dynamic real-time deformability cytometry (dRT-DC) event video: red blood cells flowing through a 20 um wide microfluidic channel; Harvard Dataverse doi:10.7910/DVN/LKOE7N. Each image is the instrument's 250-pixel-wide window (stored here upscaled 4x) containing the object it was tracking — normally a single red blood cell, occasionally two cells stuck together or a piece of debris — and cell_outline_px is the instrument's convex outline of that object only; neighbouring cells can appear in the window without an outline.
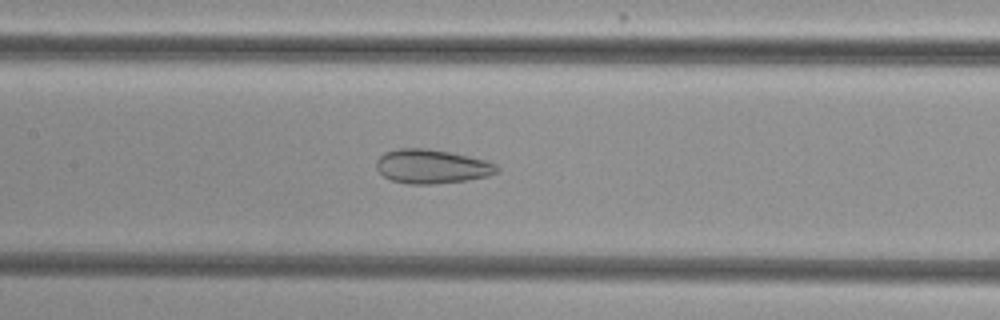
{"species": "common noctule bat (a hibernating species)", "species_latin": "Nyctalus noctula", "temperature_condition": "cold", "stored_images_in_passage": 53, "camera_frame_rate_fps": 3000, "um_per_image_px": 0.085, "animal": {"sex": "female", "body_mass_g": 29.2, "forearm_length_mm": 56.3}, "frame": {"image": 1, "passage_image": 25, "time_ms": 8.0, "image_size_px": [1000, 320], "cell_outline_px": [[500, 172], [488, 176], [468, 180], [436, 184], [408, 184], [392, 180], [384, 176], [376, 168], [376, 160], [380, 156], [396, 148], [428, 148], [468, 156], [484, 160], [496, 164], [500, 168]], "centroid_in_image_um": [36.72, 14.15], "position_along_channel_um": 170.7, "area_um2": 23.99}}
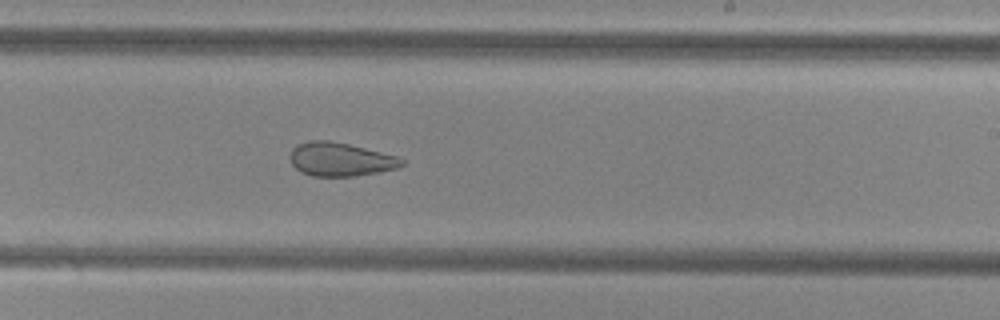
{"frame": {"image": 2, "passage_image": 32, "time_ms": 10.333, "image_size_px": [1000, 320], "cell_outline_px": [[404, 164], [400, 168], [380, 172], [356, 176], [312, 176], [300, 172], [292, 164], [288, 156], [292, 148], [296, 144], [308, 140], [328, 140], [348, 144], [396, 156], [404, 160]], "centroid_in_image_um": [28.9, 13.55], "position_along_channel_um": 260.1, "area_um2": 22.08}}
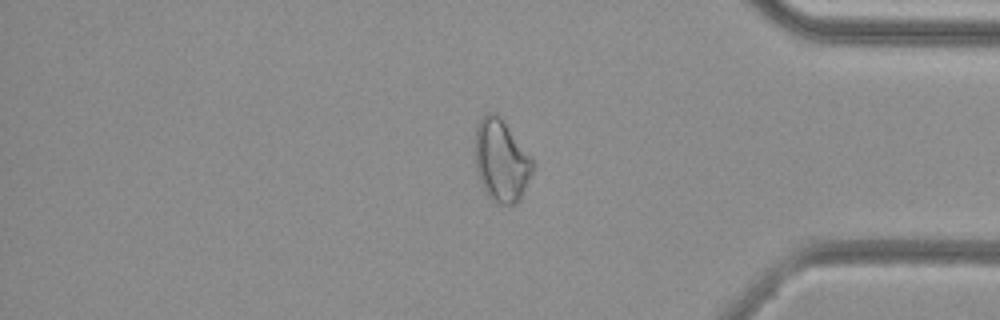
{"frame": {"image": 3, "passage_image": 44, "time_ms": 14.333, "image_size_px": [1000, 320], "cell_outline_px": [[536, 164], [520, 200], [516, 204], [500, 204], [492, 200], [488, 196], [480, 184], [476, 172], [476, 124], [488, 112], [492, 112], [500, 116]], "centroid_in_image_um": [42.61, 13.68], "position_along_channel_um": 392.6, "area_um2": 27.51}, "authors_computed_cell_mechanics": {"area_um2": 28.2642, "velocity_mm_per_s": 3.8446, "shape_relaxation_time_tau1_ms": null, "shape_relaxation_time_tau2_ms": 1.8812, "deformation_change_tau1": null, "deformation_change_tau2": 0.0946}}